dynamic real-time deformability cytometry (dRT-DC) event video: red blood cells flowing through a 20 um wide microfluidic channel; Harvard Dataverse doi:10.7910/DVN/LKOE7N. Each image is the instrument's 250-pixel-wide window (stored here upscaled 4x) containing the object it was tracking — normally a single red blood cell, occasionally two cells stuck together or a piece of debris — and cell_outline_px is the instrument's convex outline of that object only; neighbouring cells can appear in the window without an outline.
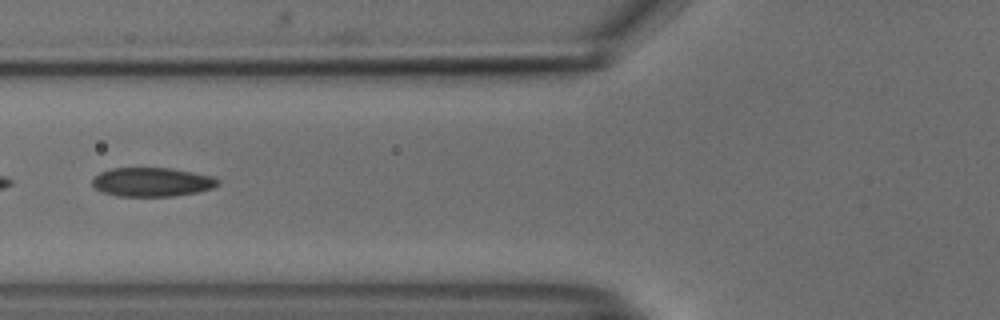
{"species": "common noctule bat (a hibernating species)", "species_latin": "Nyctalus noctula", "temperature_condition": "cold", "stored_images_in_passage": 24, "camera_frame_rate_fps": 3000, "um_per_image_px": 0.085, "animal": {"sex": "male", "body_mass_g": 18.8}, "frame": {"image": 1, "passage_image": 4, "time_ms": 1.0, "image_size_px": [1000, 320], "cell_outline_px": [[220, 184], [212, 188], [196, 192], [172, 196], [116, 196], [104, 192], [96, 188], [92, 184], [92, 176], [100, 172], [112, 168], [172, 168], [212, 176], [220, 180]], "centroid_in_image_um": [12.91, 15.46], "position_along_channel_um": 112.9, "area_um2": 21.21}}